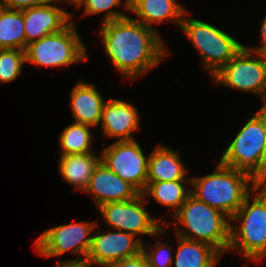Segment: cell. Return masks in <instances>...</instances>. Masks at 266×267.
Segmentation results:
<instances>
[{
    "mask_svg": "<svg viewBox=\"0 0 266 267\" xmlns=\"http://www.w3.org/2000/svg\"><path fill=\"white\" fill-rule=\"evenodd\" d=\"M99 33L109 61L130 80L145 75L170 54L156 29L130 16L101 23Z\"/></svg>",
    "mask_w": 266,
    "mask_h": 267,
    "instance_id": "6da1fadb",
    "label": "cell"
},
{
    "mask_svg": "<svg viewBox=\"0 0 266 267\" xmlns=\"http://www.w3.org/2000/svg\"><path fill=\"white\" fill-rule=\"evenodd\" d=\"M257 185L248 175L219 162L212 173L191 178L190 188L198 200L231 219Z\"/></svg>",
    "mask_w": 266,
    "mask_h": 267,
    "instance_id": "7a4b0ae2",
    "label": "cell"
},
{
    "mask_svg": "<svg viewBox=\"0 0 266 267\" xmlns=\"http://www.w3.org/2000/svg\"><path fill=\"white\" fill-rule=\"evenodd\" d=\"M177 236L211 245L221 255L228 253L230 245V218L190 194L172 216Z\"/></svg>",
    "mask_w": 266,
    "mask_h": 267,
    "instance_id": "3957f363",
    "label": "cell"
},
{
    "mask_svg": "<svg viewBox=\"0 0 266 267\" xmlns=\"http://www.w3.org/2000/svg\"><path fill=\"white\" fill-rule=\"evenodd\" d=\"M230 221L239 223L237 226L230 227L228 252L238 251L242 253V259L257 260V262L264 260L266 257V185H257Z\"/></svg>",
    "mask_w": 266,
    "mask_h": 267,
    "instance_id": "277c9868",
    "label": "cell"
},
{
    "mask_svg": "<svg viewBox=\"0 0 266 267\" xmlns=\"http://www.w3.org/2000/svg\"><path fill=\"white\" fill-rule=\"evenodd\" d=\"M251 116L223 151L219 162L248 175L258 185H266L265 131L256 113Z\"/></svg>",
    "mask_w": 266,
    "mask_h": 267,
    "instance_id": "5b68a950",
    "label": "cell"
},
{
    "mask_svg": "<svg viewBox=\"0 0 266 267\" xmlns=\"http://www.w3.org/2000/svg\"><path fill=\"white\" fill-rule=\"evenodd\" d=\"M185 13L180 28L201 56L203 68L214 75L243 47L234 37L207 22L190 18Z\"/></svg>",
    "mask_w": 266,
    "mask_h": 267,
    "instance_id": "8992f818",
    "label": "cell"
},
{
    "mask_svg": "<svg viewBox=\"0 0 266 267\" xmlns=\"http://www.w3.org/2000/svg\"><path fill=\"white\" fill-rule=\"evenodd\" d=\"M72 21L62 31L29 43L25 49L26 63L36 66L62 67L87 59V49Z\"/></svg>",
    "mask_w": 266,
    "mask_h": 267,
    "instance_id": "52a82bcc",
    "label": "cell"
},
{
    "mask_svg": "<svg viewBox=\"0 0 266 267\" xmlns=\"http://www.w3.org/2000/svg\"><path fill=\"white\" fill-rule=\"evenodd\" d=\"M212 79L218 86L250 92L266 101V54L244 46Z\"/></svg>",
    "mask_w": 266,
    "mask_h": 267,
    "instance_id": "ba28073f",
    "label": "cell"
},
{
    "mask_svg": "<svg viewBox=\"0 0 266 267\" xmlns=\"http://www.w3.org/2000/svg\"><path fill=\"white\" fill-rule=\"evenodd\" d=\"M143 194L137 197L122 201L109 202L98 207L104 222L115 230H120L126 233L135 235H152L159 231L167 221H163L162 217L154 218L148 213L145 208V203L148 202ZM160 219V220H159Z\"/></svg>",
    "mask_w": 266,
    "mask_h": 267,
    "instance_id": "9c48e42d",
    "label": "cell"
},
{
    "mask_svg": "<svg viewBox=\"0 0 266 267\" xmlns=\"http://www.w3.org/2000/svg\"><path fill=\"white\" fill-rule=\"evenodd\" d=\"M97 225L98 222L82 221L52 227L37 238L34 243L35 250L44 257H56L71 251V253H76L79 258L69 260H84L93 239L92 232Z\"/></svg>",
    "mask_w": 266,
    "mask_h": 267,
    "instance_id": "30bf717a",
    "label": "cell"
},
{
    "mask_svg": "<svg viewBox=\"0 0 266 267\" xmlns=\"http://www.w3.org/2000/svg\"><path fill=\"white\" fill-rule=\"evenodd\" d=\"M101 161L141 194L147 187L148 159L134 140L116 141L102 150Z\"/></svg>",
    "mask_w": 266,
    "mask_h": 267,
    "instance_id": "8fae6325",
    "label": "cell"
},
{
    "mask_svg": "<svg viewBox=\"0 0 266 267\" xmlns=\"http://www.w3.org/2000/svg\"><path fill=\"white\" fill-rule=\"evenodd\" d=\"M143 241L135 235L120 230L93 234L86 259L94 265L107 267L113 262L142 252Z\"/></svg>",
    "mask_w": 266,
    "mask_h": 267,
    "instance_id": "7c38bea8",
    "label": "cell"
},
{
    "mask_svg": "<svg viewBox=\"0 0 266 267\" xmlns=\"http://www.w3.org/2000/svg\"><path fill=\"white\" fill-rule=\"evenodd\" d=\"M50 2L23 9L26 47L29 43L49 34L62 31L72 21V15Z\"/></svg>",
    "mask_w": 266,
    "mask_h": 267,
    "instance_id": "4fadbf2b",
    "label": "cell"
},
{
    "mask_svg": "<svg viewBox=\"0 0 266 267\" xmlns=\"http://www.w3.org/2000/svg\"><path fill=\"white\" fill-rule=\"evenodd\" d=\"M84 192L92 194L98 207L109 202L131 200L140 194L134 186L112 172L102 161L96 166Z\"/></svg>",
    "mask_w": 266,
    "mask_h": 267,
    "instance_id": "5bb4252c",
    "label": "cell"
},
{
    "mask_svg": "<svg viewBox=\"0 0 266 267\" xmlns=\"http://www.w3.org/2000/svg\"><path fill=\"white\" fill-rule=\"evenodd\" d=\"M139 111L131 103L120 99L105 102L100 124L104 136L118 141L134 140L132 132L139 129Z\"/></svg>",
    "mask_w": 266,
    "mask_h": 267,
    "instance_id": "9a60e30c",
    "label": "cell"
},
{
    "mask_svg": "<svg viewBox=\"0 0 266 267\" xmlns=\"http://www.w3.org/2000/svg\"><path fill=\"white\" fill-rule=\"evenodd\" d=\"M106 101L97 91V86L87 82H78L71 90L70 107L75 123L98 127Z\"/></svg>",
    "mask_w": 266,
    "mask_h": 267,
    "instance_id": "2e32d148",
    "label": "cell"
},
{
    "mask_svg": "<svg viewBox=\"0 0 266 267\" xmlns=\"http://www.w3.org/2000/svg\"><path fill=\"white\" fill-rule=\"evenodd\" d=\"M129 11L137 15L135 20L152 29L165 20L180 27L187 12L176 0H129Z\"/></svg>",
    "mask_w": 266,
    "mask_h": 267,
    "instance_id": "e0dca14e",
    "label": "cell"
},
{
    "mask_svg": "<svg viewBox=\"0 0 266 267\" xmlns=\"http://www.w3.org/2000/svg\"><path fill=\"white\" fill-rule=\"evenodd\" d=\"M177 151L158 144L149 154L147 182L191 180Z\"/></svg>",
    "mask_w": 266,
    "mask_h": 267,
    "instance_id": "ac0fdd59",
    "label": "cell"
},
{
    "mask_svg": "<svg viewBox=\"0 0 266 267\" xmlns=\"http://www.w3.org/2000/svg\"><path fill=\"white\" fill-rule=\"evenodd\" d=\"M100 161L94 153L60 155L58 168L66 183L84 192Z\"/></svg>",
    "mask_w": 266,
    "mask_h": 267,
    "instance_id": "d6986e66",
    "label": "cell"
},
{
    "mask_svg": "<svg viewBox=\"0 0 266 267\" xmlns=\"http://www.w3.org/2000/svg\"><path fill=\"white\" fill-rule=\"evenodd\" d=\"M174 236L178 238L174 267H216L219 263L222 255L211 245Z\"/></svg>",
    "mask_w": 266,
    "mask_h": 267,
    "instance_id": "ffe728a7",
    "label": "cell"
},
{
    "mask_svg": "<svg viewBox=\"0 0 266 267\" xmlns=\"http://www.w3.org/2000/svg\"><path fill=\"white\" fill-rule=\"evenodd\" d=\"M185 184L191 185V180L147 182V187L143 195L146 198L151 196L163 206L170 207L173 210L175 209L170 212L174 215L191 194V189L187 190Z\"/></svg>",
    "mask_w": 266,
    "mask_h": 267,
    "instance_id": "44dd1931",
    "label": "cell"
},
{
    "mask_svg": "<svg viewBox=\"0 0 266 267\" xmlns=\"http://www.w3.org/2000/svg\"><path fill=\"white\" fill-rule=\"evenodd\" d=\"M26 49L23 10L0 8V49Z\"/></svg>",
    "mask_w": 266,
    "mask_h": 267,
    "instance_id": "7402d4cb",
    "label": "cell"
},
{
    "mask_svg": "<svg viewBox=\"0 0 266 267\" xmlns=\"http://www.w3.org/2000/svg\"><path fill=\"white\" fill-rule=\"evenodd\" d=\"M91 128L93 127L90 125L75 122L65 127L59 138L60 155L95 153L90 150L92 149L90 148L92 143Z\"/></svg>",
    "mask_w": 266,
    "mask_h": 267,
    "instance_id": "603a6c76",
    "label": "cell"
},
{
    "mask_svg": "<svg viewBox=\"0 0 266 267\" xmlns=\"http://www.w3.org/2000/svg\"><path fill=\"white\" fill-rule=\"evenodd\" d=\"M24 64V50L0 49V83L14 81L22 73Z\"/></svg>",
    "mask_w": 266,
    "mask_h": 267,
    "instance_id": "cb8c5ba5",
    "label": "cell"
},
{
    "mask_svg": "<svg viewBox=\"0 0 266 267\" xmlns=\"http://www.w3.org/2000/svg\"><path fill=\"white\" fill-rule=\"evenodd\" d=\"M122 0H79L75 6L82 7L84 6V15H94L106 12L103 23L110 22L113 20L121 19L127 17L128 15L121 11H116L114 8L116 6L123 4ZM125 9L129 11V0L124 2ZM113 8V9H112Z\"/></svg>",
    "mask_w": 266,
    "mask_h": 267,
    "instance_id": "d4e9b609",
    "label": "cell"
},
{
    "mask_svg": "<svg viewBox=\"0 0 266 267\" xmlns=\"http://www.w3.org/2000/svg\"><path fill=\"white\" fill-rule=\"evenodd\" d=\"M164 232L165 227H162L154 234L157 241L153 243L151 247L152 249L149 246L145 247L149 242H144L142 244V252L144 253L150 267H172L174 255H172L170 248L173 246L167 245L166 243H163L158 239L159 236Z\"/></svg>",
    "mask_w": 266,
    "mask_h": 267,
    "instance_id": "484cf974",
    "label": "cell"
},
{
    "mask_svg": "<svg viewBox=\"0 0 266 267\" xmlns=\"http://www.w3.org/2000/svg\"><path fill=\"white\" fill-rule=\"evenodd\" d=\"M50 2H62L61 0H2V6L9 9L23 10L33 6L44 5Z\"/></svg>",
    "mask_w": 266,
    "mask_h": 267,
    "instance_id": "4316f807",
    "label": "cell"
},
{
    "mask_svg": "<svg viewBox=\"0 0 266 267\" xmlns=\"http://www.w3.org/2000/svg\"><path fill=\"white\" fill-rule=\"evenodd\" d=\"M107 267H150V266L144 253L140 252L135 256L113 262Z\"/></svg>",
    "mask_w": 266,
    "mask_h": 267,
    "instance_id": "83f0119b",
    "label": "cell"
},
{
    "mask_svg": "<svg viewBox=\"0 0 266 267\" xmlns=\"http://www.w3.org/2000/svg\"><path fill=\"white\" fill-rule=\"evenodd\" d=\"M56 267H94V264L88 261L87 259L84 260H64V261H57Z\"/></svg>",
    "mask_w": 266,
    "mask_h": 267,
    "instance_id": "f1b7e54d",
    "label": "cell"
},
{
    "mask_svg": "<svg viewBox=\"0 0 266 267\" xmlns=\"http://www.w3.org/2000/svg\"><path fill=\"white\" fill-rule=\"evenodd\" d=\"M260 28H261V30H260V38L259 39L261 41V44H260V46H256V47L251 48V50L255 51V52L266 54V16H265Z\"/></svg>",
    "mask_w": 266,
    "mask_h": 267,
    "instance_id": "f546056e",
    "label": "cell"
},
{
    "mask_svg": "<svg viewBox=\"0 0 266 267\" xmlns=\"http://www.w3.org/2000/svg\"><path fill=\"white\" fill-rule=\"evenodd\" d=\"M259 109L260 110H258L256 112V114L262 120V124H263V127H264V131H265L264 140H265V151H266V101L262 102L261 108H259Z\"/></svg>",
    "mask_w": 266,
    "mask_h": 267,
    "instance_id": "4dcf8cb0",
    "label": "cell"
},
{
    "mask_svg": "<svg viewBox=\"0 0 266 267\" xmlns=\"http://www.w3.org/2000/svg\"><path fill=\"white\" fill-rule=\"evenodd\" d=\"M61 1H66V2H68V3H71L72 5L74 4H76L79 0H61Z\"/></svg>",
    "mask_w": 266,
    "mask_h": 267,
    "instance_id": "1f68e13d",
    "label": "cell"
}]
</instances>
